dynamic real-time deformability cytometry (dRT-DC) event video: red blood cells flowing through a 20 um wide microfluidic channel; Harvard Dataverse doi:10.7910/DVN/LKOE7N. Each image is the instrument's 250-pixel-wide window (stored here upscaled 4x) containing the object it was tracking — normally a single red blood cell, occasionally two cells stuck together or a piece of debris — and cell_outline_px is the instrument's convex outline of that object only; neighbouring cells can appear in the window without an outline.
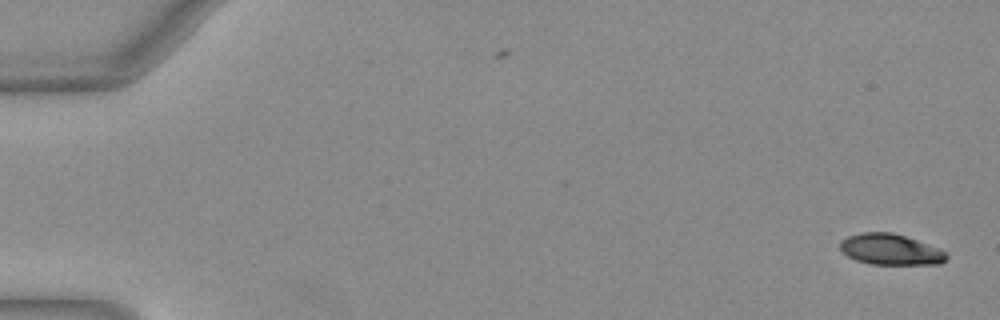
{"species": "Egyptian fruit bat (a non-hibernating species)", "species_latin": "Rousettus aegyptiacus", "temperature_condition": "warm", "stored_images_in_passage": 51, "camera_frame_rate_fps": 3000, "um_per_image_px": 0.085, "animal": {"sex": "female"}, "frame": {"image": 1, "passage_image": 1, "time_ms": 0.0, "image_size_px": [1000, 320], "cell_outline_px": [[948, 256], [940, 264], [872, 264], [856, 260], [848, 256], [840, 248], [840, 240], [848, 236], [860, 232], [892, 232], [916, 240], [948, 252]], "centroid_in_image_um": [75.68, 21.2], "position_along_channel_um": 9.3, "area_um2": 19.02}}
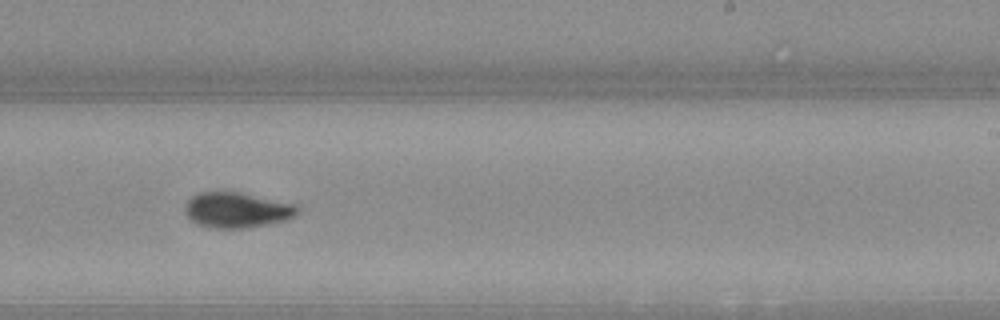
{"frame": {"image": 2, "passage_image": 32, "time_ms": 10.333, "image_size_px": [1000, 320], "cell_outline_px": [[300, 208], [296, 216], [284, 220], [268, 224], [248, 228], [208, 228], [196, 224], [184, 212], [184, 204], [192, 196], [200, 192], [236, 192], [296, 204]], "centroid_in_image_um": [20.11, 17.87], "position_along_channel_um": 268.9, "area_um2": 23.24}}
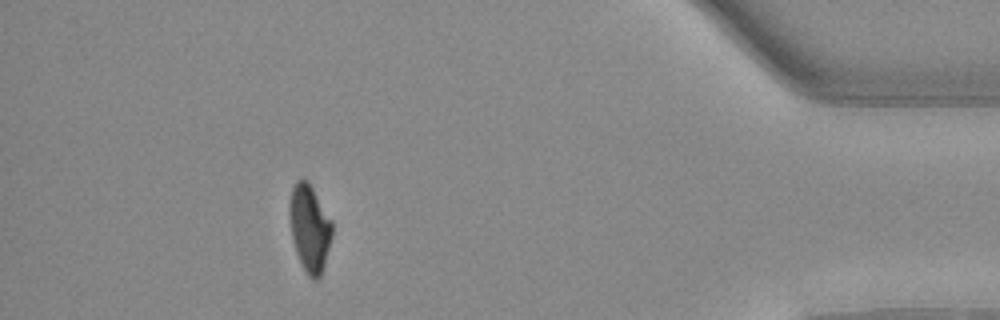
{"frame": {"image": 3, "passage_image": 46, "time_ms": 15.0, "image_size_px": [1000, 320], "cell_outline_px": [[332, 236], [324, 268], [320, 276], [316, 280], [312, 280], [308, 276], [296, 252], [292, 240], [288, 216], [288, 204], [292, 188], [296, 180], [304, 180], [312, 188], [332, 220]], "centroid_in_image_um": [26.3, 19.41], "position_along_channel_um": 408.9, "area_um2": 21.68}, "authors_computed_cell_mechanics": {"area_um2": 21.7906, "velocity_mm_per_s": 4.0512, "shape_relaxation_time_tau1_ms": 3.6898, "shape_relaxation_time_tau2_ms": 2.3453, "deformation_change_tau1": 0.1698, "deformation_change_tau2": 0.0467}}